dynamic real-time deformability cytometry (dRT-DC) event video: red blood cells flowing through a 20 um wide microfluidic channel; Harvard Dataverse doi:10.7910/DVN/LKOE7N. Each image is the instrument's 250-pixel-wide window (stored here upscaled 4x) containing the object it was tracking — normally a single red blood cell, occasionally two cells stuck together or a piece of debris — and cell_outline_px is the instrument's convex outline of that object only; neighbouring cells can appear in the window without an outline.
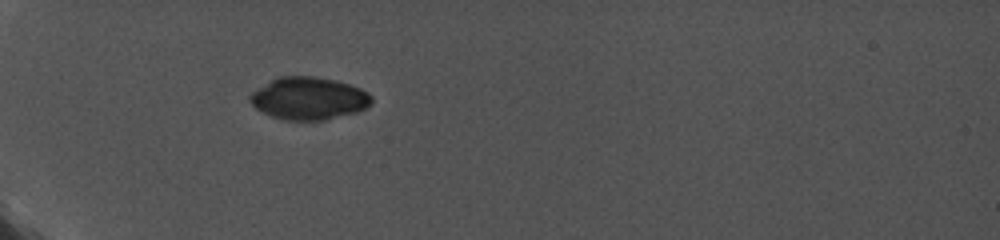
{"species": "common noctule bat (a hibernating species)", "species_latin": "Nyctalus noctula", "temperature_condition": "cold", "stored_images_in_passage": 61, "camera_frame_rate_fps": 5000, "um_per_image_px": 0.085, "animal": {"sex": "female", "body_mass_g": 19.0, "forearm_length_mm": 56.7}, "frame": {"image": 1, "passage_image": 1, "time_ms": 0.0, "image_size_px": [1000, 240], "cell_outline_px": [[372, 104], [356, 112], [324, 120], [284, 120], [272, 116], [256, 108], [248, 100], [248, 96], [252, 92], [276, 76], [312, 76], [336, 80], [360, 88], [368, 92], [372, 96]], "centroid_in_image_um": [26.23, 8.35], "position_along_channel_um": 58.8, "area_um2": 30.11}}
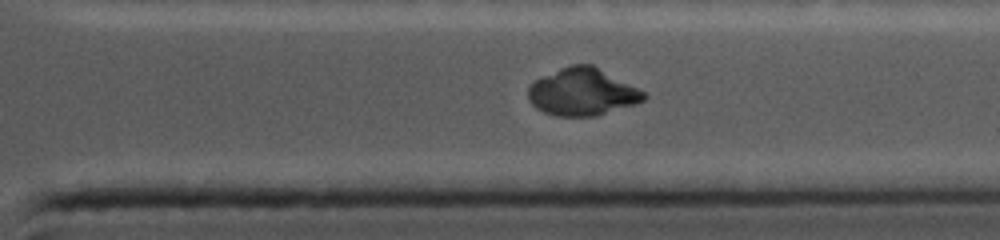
{"frame": {"image": 2, "passage_image": 54, "time_ms": 8.6, "image_size_px": [1000, 240], "cell_outline_px": [[648, 96], [644, 100], [596, 116], [556, 116], [544, 112], [536, 108], [528, 100], [528, 88], [536, 80], [560, 68], [572, 64], [592, 64], [644, 92]], "centroid_in_image_um": [49.47, 7.82], "position_along_channel_um": 361.9, "area_um2": 31.39}}
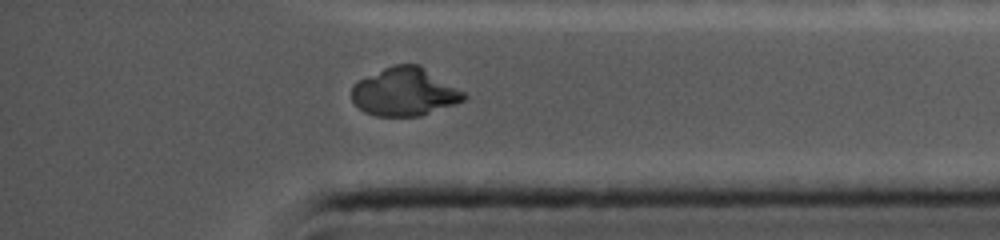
{"frame": {"image": 3, "passage_image": 57, "time_ms": 9.6, "image_size_px": [1000, 240], "cell_outline_px": [[468, 96], [464, 100], [456, 104], [420, 116], [376, 116], [364, 112], [352, 100], [352, 84], [384, 68], [396, 64], [420, 64], [464, 92]], "centroid_in_image_um": [34.41, 7.81], "position_along_channel_um": 400.8, "area_um2": 31.39}}